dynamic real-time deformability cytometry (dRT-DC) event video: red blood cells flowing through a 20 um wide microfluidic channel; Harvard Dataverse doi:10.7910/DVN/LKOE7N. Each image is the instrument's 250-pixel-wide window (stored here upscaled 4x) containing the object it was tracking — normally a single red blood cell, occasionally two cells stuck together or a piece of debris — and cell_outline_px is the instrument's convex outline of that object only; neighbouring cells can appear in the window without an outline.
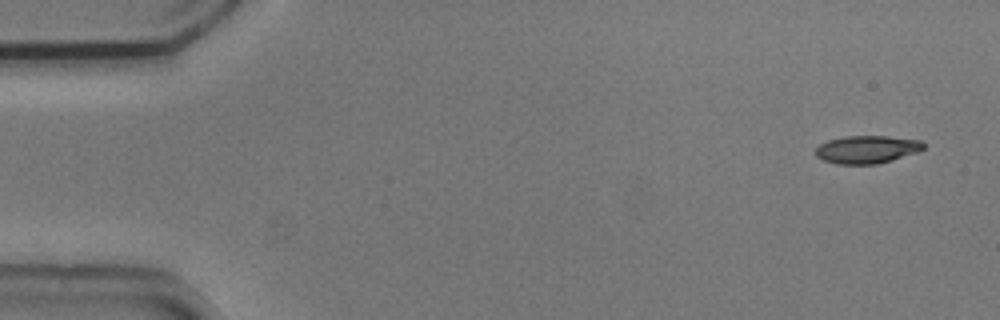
{"species": "common noctule bat (a hibernating species)", "species_latin": "Nyctalus noctula", "temperature_condition": "cold", "stored_images_in_passage": 5, "camera_frame_rate_fps": 3000, "um_per_image_px": 0.085, "animal": {"sex": "male", "body_mass_g": 20.5, "forearm_length_mm": 52.5}, "frame": {"image": 1, "passage_image": 1, "time_ms": 0.0, "image_size_px": [1000, 320], "cell_outline_px": [[924, 148], [916, 152], [876, 164], [836, 164], [824, 160], [816, 156], [816, 148], [820, 144], [828, 140], [844, 136], [888, 136], [920, 140], [924, 144]], "centroid_in_image_um": [73.65, 12.69], "position_along_channel_um": 11.3, "area_um2": 17.28}}
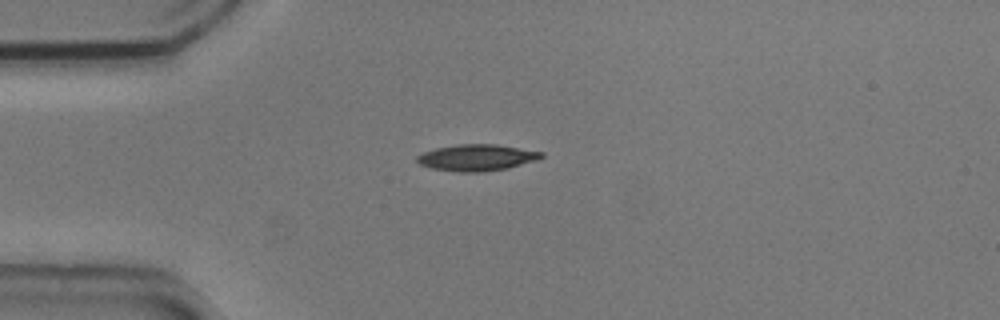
{"frame": {"image": 2, "passage_image": 4, "time_ms": 1.0, "image_size_px": [1000, 320], "cell_outline_px": [[544, 156], [540, 160], [508, 168], [484, 172], [460, 172], [432, 168], [420, 164], [416, 160], [416, 156], [424, 152], [436, 148], [456, 144], [496, 144], [544, 152]], "centroid_in_image_um": [40.58, 13.39], "position_along_channel_um": 44.4, "area_um2": 19.31}}